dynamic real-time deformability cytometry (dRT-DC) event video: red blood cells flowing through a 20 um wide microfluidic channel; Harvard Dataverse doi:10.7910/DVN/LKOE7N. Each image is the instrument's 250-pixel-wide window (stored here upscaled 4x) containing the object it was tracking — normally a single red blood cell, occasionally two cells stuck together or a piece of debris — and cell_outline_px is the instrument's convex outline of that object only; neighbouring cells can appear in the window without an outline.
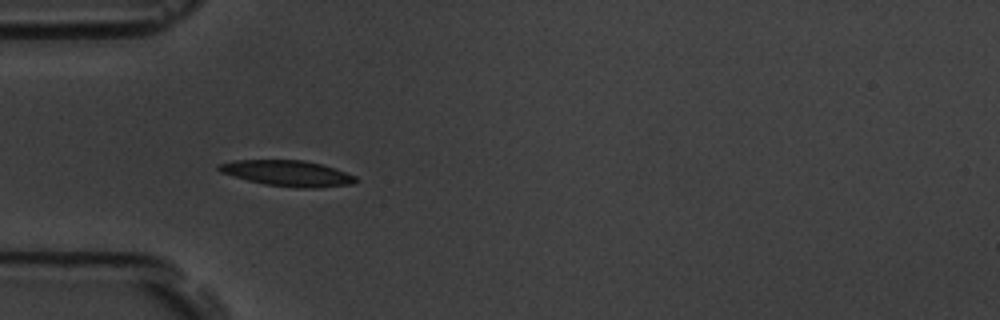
{"species": "common noctule bat (a hibernating species)", "species_latin": "Nyctalus noctula", "temperature_condition": "room temperature", "stored_images_in_passage": 6, "camera_frame_rate_fps": 3000, "um_per_image_px": 0.085, "animal": {"sex": "male", "body_mass_g": 19.5, "forearm_length_mm": 54.6}, "frame": {"image": 1, "passage_image": 5, "time_ms": 4.667, "image_size_px": [1000, 320], "cell_outline_px": [[360, 180], [352, 184], [316, 188], [296, 188], [264, 184], [248, 180], [220, 172], [216, 168], [220, 164], [236, 160], [304, 160], [324, 164], [356, 176]], "centroid_in_image_um": [24.49, 14.73], "position_along_channel_um": 60.5, "area_um2": 20.63}}
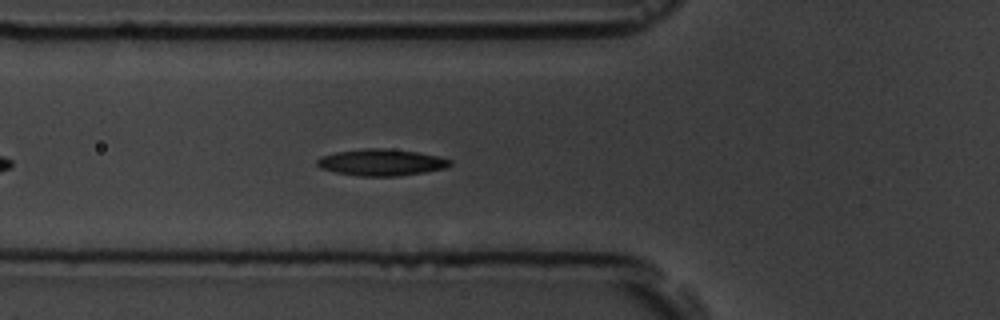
{"frame": {"image": 2, "passage_image": 6, "time_ms": 5.667, "image_size_px": [1000, 320], "cell_outline_px": [[452, 164], [448, 168], [424, 172], [396, 176], [360, 176], [336, 172], [320, 168], [316, 164], [316, 160], [320, 156], [336, 152], [364, 148], [384, 148], [416, 152], [436, 156], [452, 160]], "centroid_in_image_um": [32.4, 13.8], "position_along_channel_um": 93.4, "area_um2": 20.58}}